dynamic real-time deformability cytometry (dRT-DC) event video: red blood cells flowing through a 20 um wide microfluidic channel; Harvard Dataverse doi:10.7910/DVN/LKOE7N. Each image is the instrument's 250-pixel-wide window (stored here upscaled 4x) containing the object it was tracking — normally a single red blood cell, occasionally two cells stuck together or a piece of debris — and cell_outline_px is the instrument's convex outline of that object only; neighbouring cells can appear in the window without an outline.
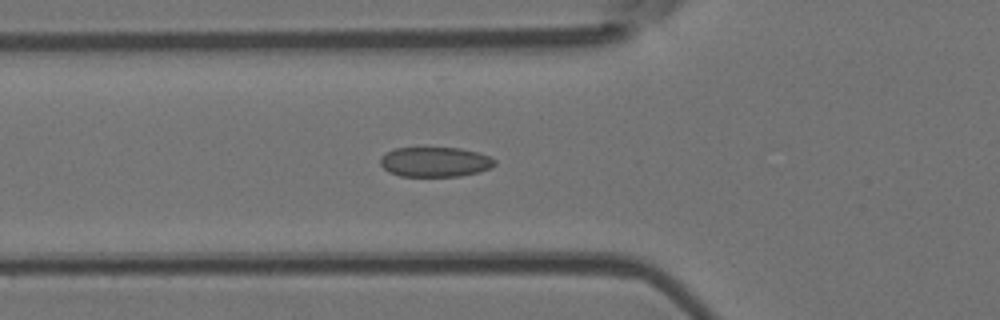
{"species": "Egyptian fruit bat (a non-hibernating species)", "species_latin": "Rousettus aegyptiacus", "temperature_condition": "room temperature", "stored_images_in_passage": 54, "camera_frame_rate_fps": 3000, "um_per_image_px": 0.085, "animal": {"sex": "female"}, "frame": {"image": 1, "passage_image": 18, "time_ms": 5.667, "image_size_px": [1000, 320], "cell_outline_px": [[496, 164], [492, 168], [480, 172], [460, 176], [400, 176], [388, 172], [380, 164], [380, 156], [392, 148], [460, 148], [476, 152], [488, 156], [496, 160]], "centroid_in_image_um": [36.97, 13.77], "position_along_channel_um": 88.8, "area_um2": 20.06}}
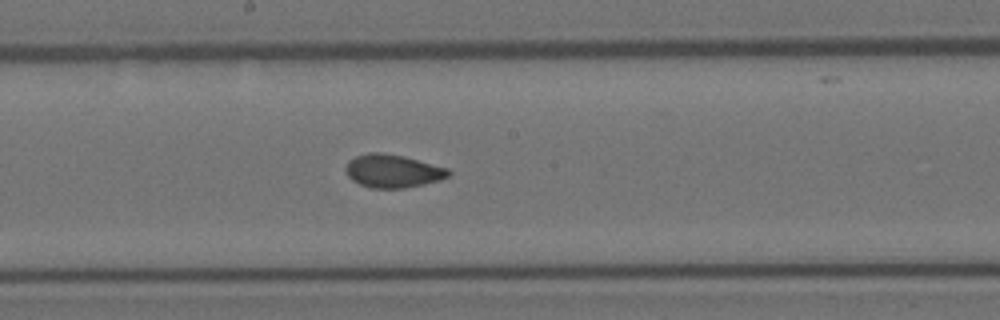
{"frame": {"image": 2, "passage_image": 28, "time_ms": 9.0, "image_size_px": [1000, 320], "cell_outline_px": [[452, 172], [448, 176], [440, 180], [424, 184], [404, 188], [372, 188], [360, 184], [352, 180], [348, 176], [344, 168], [348, 160], [356, 156], [368, 152], [380, 152], [404, 156], [448, 168]], "centroid_in_image_um": [33.37, 14.53], "position_along_channel_um": 214.8, "area_um2": 19.94}}
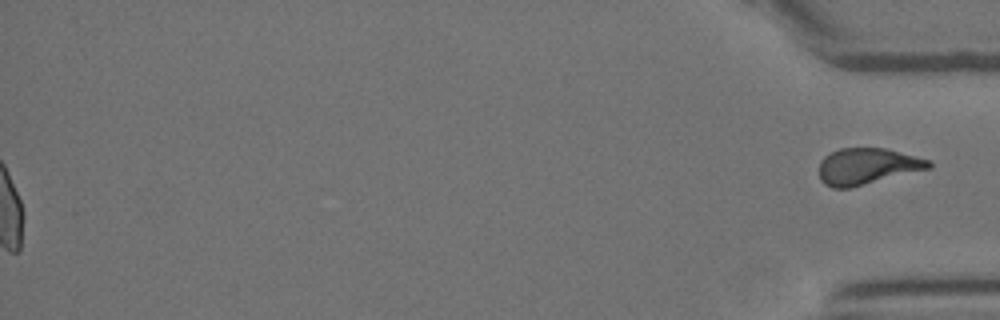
{"frame": {"image": 3, "passage_image": 54, "time_ms": 17.667, "image_size_px": [1000, 320], "cell_outline_px": [[932, 168], [848, 188], [832, 188], [824, 184], [820, 180], [820, 160], [824, 156], [840, 148], [884, 148], [932, 160]], "centroid_in_image_um": [73.72, 14.13], "position_along_channel_um": 361.5, "area_um2": 23.18}}